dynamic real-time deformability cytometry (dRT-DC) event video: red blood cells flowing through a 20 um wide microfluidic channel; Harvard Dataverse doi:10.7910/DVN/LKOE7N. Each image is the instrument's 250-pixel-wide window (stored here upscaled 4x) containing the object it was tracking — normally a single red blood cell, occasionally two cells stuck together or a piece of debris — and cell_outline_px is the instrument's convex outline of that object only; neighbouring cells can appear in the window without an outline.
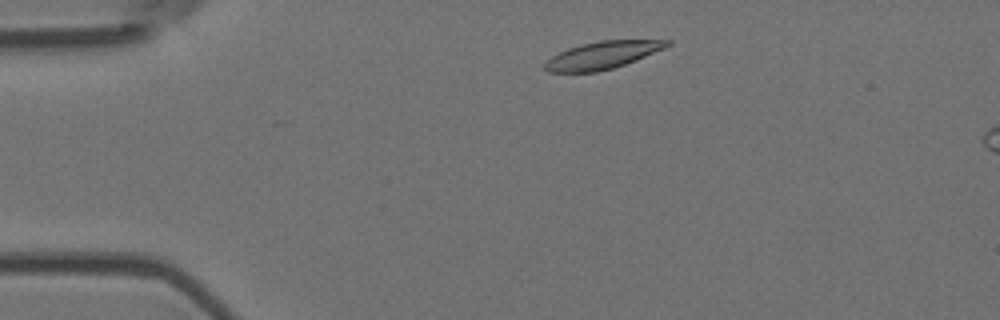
{"species": "Egyptian fruit bat (a non-hibernating species)", "species_latin": "Rousettus aegyptiacus", "temperature_condition": "room temperature", "stored_images_in_passage": 3, "camera_frame_rate_fps": 3000, "um_per_image_px": 0.085, "animal": {"sex": "female"}, "frame": {"image": 1, "passage_image": 1, "time_ms": 0.0, "image_size_px": [1000, 320], "cell_outline_px": [[672, 44], [664, 48], [636, 60], [612, 68], [596, 72], [548, 72], [544, 68], [544, 64], [552, 56], [568, 48], [580, 44], [600, 40], [672, 40]], "centroid_in_image_um": [51.21, 4.68], "position_along_channel_um": 33.8, "area_um2": 19.42}}